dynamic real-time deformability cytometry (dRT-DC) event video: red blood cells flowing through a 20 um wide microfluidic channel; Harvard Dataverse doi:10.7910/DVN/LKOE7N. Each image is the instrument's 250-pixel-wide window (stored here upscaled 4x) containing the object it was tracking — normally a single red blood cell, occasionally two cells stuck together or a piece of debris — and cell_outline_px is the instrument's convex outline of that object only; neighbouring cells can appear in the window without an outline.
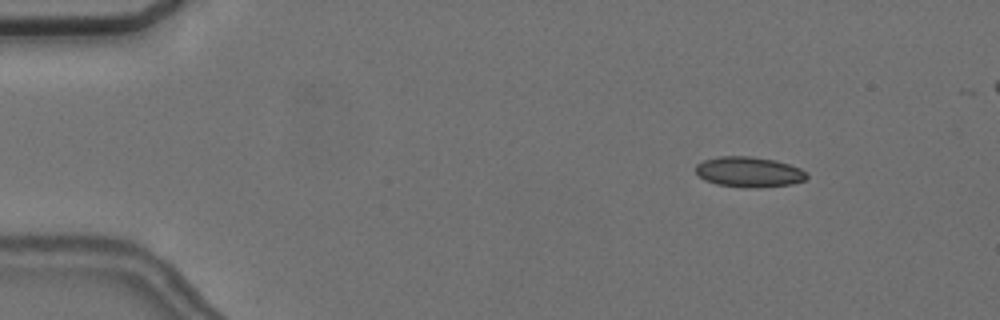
{"species": "common noctule bat (a hibernating species)", "species_latin": "Nyctalus noctula", "temperature_condition": "cold", "stored_images_in_passage": 6, "camera_frame_rate_fps": 3000, "um_per_image_px": 0.085, "animal": {"sex": "female", "body_mass_g": 24.6, "forearm_length_mm": 56.2}, "frame": {"image": 1, "passage_image": 2, "time_ms": 1.333, "image_size_px": [1000, 320], "cell_outline_px": [[808, 176], [804, 180], [792, 184], [756, 188], [716, 184], [704, 180], [696, 172], [696, 164], [704, 160], [720, 156], [752, 156], [776, 160], [800, 168]], "centroid_in_image_um": [63.65, 14.61], "position_along_channel_um": 21.3, "area_um2": 19.54}}